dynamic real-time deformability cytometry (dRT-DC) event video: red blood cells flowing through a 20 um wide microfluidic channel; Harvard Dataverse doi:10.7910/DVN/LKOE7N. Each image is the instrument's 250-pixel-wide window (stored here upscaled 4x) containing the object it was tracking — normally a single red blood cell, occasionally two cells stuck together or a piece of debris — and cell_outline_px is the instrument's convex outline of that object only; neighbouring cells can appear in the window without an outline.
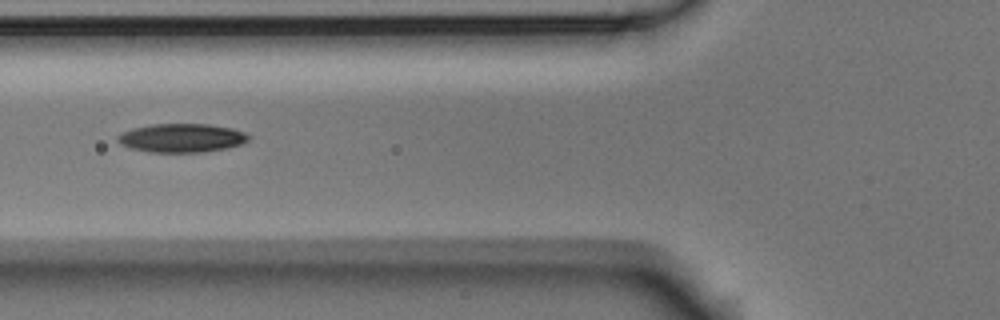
{"species": "Egyptian fruit bat (a non-hibernating species)", "species_latin": "Rousettus aegyptiacus", "temperature_condition": "room temperature", "stored_images_in_passage": 5, "camera_frame_rate_fps": 3000, "um_per_image_px": 0.085, "animal": {"sex": "male"}, "frame": {"image": 1, "passage_image": 5, "time_ms": 1.333, "image_size_px": [1000, 320], "cell_outline_px": [[252, 136], [244, 144], [204, 152], [148, 152], [132, 148], [120, 144], [116, 140], [116, 136], [132, 128], [152, 124], [208, 124], [232, 128], [244, 132]], "centroid_in_image_um": [15.45, 11.72], "position_along_channel_um": 110.3, "area_um2": 21.96}}